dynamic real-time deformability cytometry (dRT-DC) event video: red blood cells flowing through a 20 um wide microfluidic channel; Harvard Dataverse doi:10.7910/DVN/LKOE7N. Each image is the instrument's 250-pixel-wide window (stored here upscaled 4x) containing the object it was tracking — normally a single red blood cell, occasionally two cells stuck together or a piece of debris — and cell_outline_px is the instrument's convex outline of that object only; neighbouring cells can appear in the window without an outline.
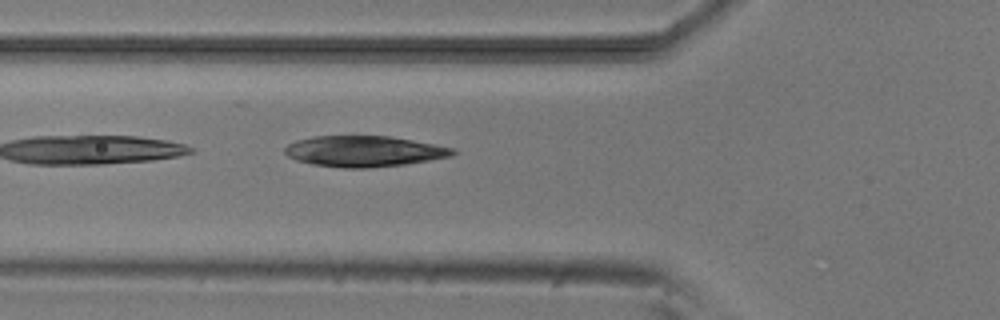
{"species": "common noctule bat (a hibernating species)", "species_latin": "Nyctalus noctula", "temperature_condition": "room temperature", "stored_images_in_passage": 5, "camera_frame_rate_fps": 3000, "um_per_image_px": 0.085, "animal": {"sex": "male", "body_mass_g": 20.5, "forearm_length_mm": 52.5}, "frame": {"image": 1, "passage_image": 5, "time_ms": 5.333, "image_size_px": [1000, 320], "cell_outline_px": [[456, 152], [452, 156], [404, 164], [368, 168], [344, 168], [312, 164], [296, 160], [288, 156], [284, 152], [284, 148], [288, 144], [296, 140], [312, 136], [392, 136], [436, 144], [456, 148]], "centroid_in_image_um": [30.95, 12.85], "position_along_channel_um": 94.9, "area_um2": 30.35}}